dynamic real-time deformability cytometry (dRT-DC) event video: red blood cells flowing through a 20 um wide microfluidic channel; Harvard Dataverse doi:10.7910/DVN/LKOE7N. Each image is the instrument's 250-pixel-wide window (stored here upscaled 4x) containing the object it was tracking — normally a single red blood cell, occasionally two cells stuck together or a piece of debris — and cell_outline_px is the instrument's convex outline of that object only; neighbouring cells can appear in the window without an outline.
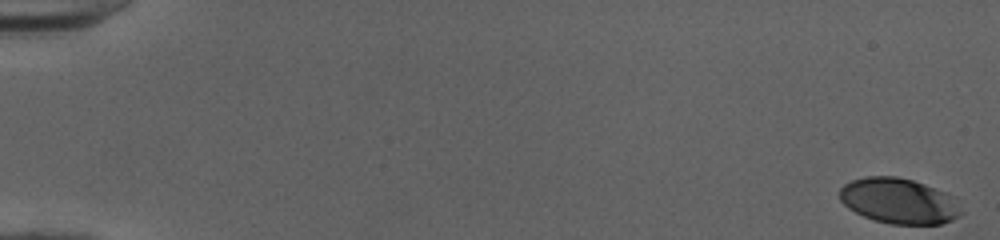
{"species": "human", "species_latin": "Homo sapiens", "temperature_condition": "cold", "stored_images_in_passage": 52, "camera_frame_rate_fps": 3000, "um_per_image_px": 0.085, "donor": {"sex": "female"}, "frame": {"image": 1, "passage_image": 1, "time_ms": 0.0, "image_size_px": [1000, 240], "cell_outline_px": [[964, 212], [952, 220], [940, 224], [892, 224], [876, 220], [864, 216], [848, 208], [840, 200], [840, 188], [844, 184], [852, 180], [864, 176], [896, 176], [912, 180], [924, 184], [944, 192], [952, 196]], "centroid_in_image_um": [76.4, 17.07], "position_along_channel_um": 8.6, "area_um2": 32.08}}
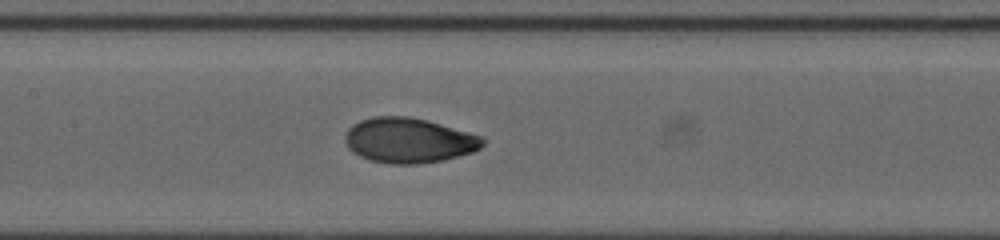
{"frame": {"image": 2, "passage_image": 27, "time_ms": 8.667, "image_size_px": [1000, 240], "cell_outline_px": [[484, 144], [480, 148], [472, 152], [444, 160], [420, 164], [388, 164], [368, 160], [352, 152], [348, 148], [344, 140], [344, 136], [348, 128], [352, 124], [360, 120], [376, 116], [408, 116], [428, 120], [484, 136]], "centroid_in_image_um": [34.74, 11.93], "position_along_channel_um": 172.7, "area_um2": 36.59}}
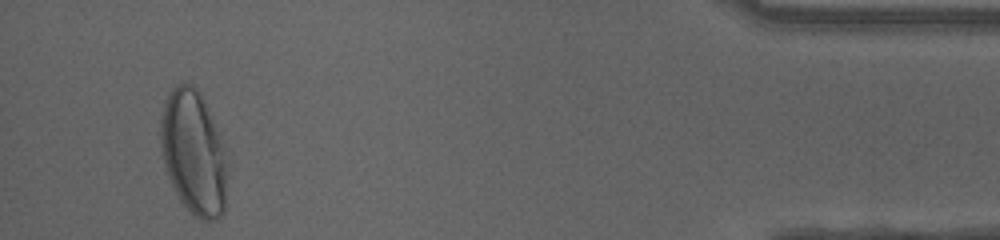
{"frame": {"image": 3, "passage_image": 50, "time_ms": 16.333, "image_size_px": [1000, 240], "cell_outline_px": [[228, 172], [224, 212], [216, 220], [200, 220], [180, 200], [168, 176], [164, 164], [160, 148], [160, 120], [164, 104], [172, 88], [176, 84], [192, 84], [200, 92], [224, 152], [228, 164]], "centroid_in_image_um": [16.44, 13.01], "position_along_channel_um": 418.8, "area_um2": 47.74}, "authors_computed_cell_mechanics": {"area_um2": 35.2002, "velocity_mm_per_s": 4.0147, "shape_relaxation_time_tau1_ms": 3.6377, "shape_relaxation_time_tau2_ms": null, "deformation_change_tau1": 0.2019, "deformation_change_tau2": null}}